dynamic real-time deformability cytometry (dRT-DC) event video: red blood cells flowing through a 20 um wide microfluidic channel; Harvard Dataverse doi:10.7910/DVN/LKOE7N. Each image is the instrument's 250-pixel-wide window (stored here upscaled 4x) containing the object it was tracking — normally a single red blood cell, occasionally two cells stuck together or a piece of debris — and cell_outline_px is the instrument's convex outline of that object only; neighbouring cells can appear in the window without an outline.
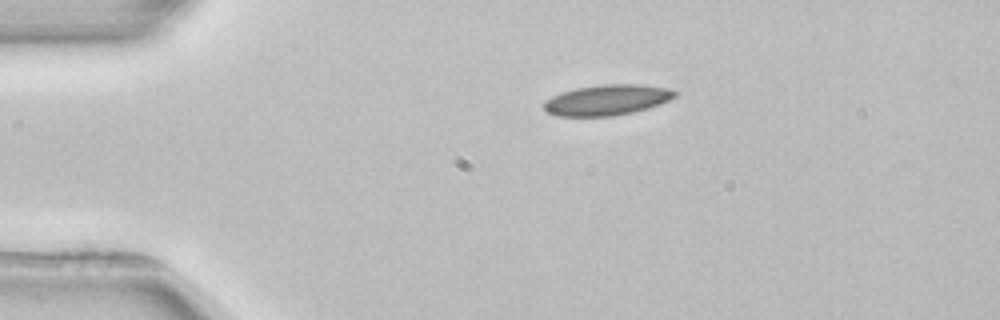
{"species": "common noctule bat (a hibernating species)", "species_latin": "Nyctalus noctula", "temperature_condition": "room temperature", "stored_images_in_passage": 2, "camera_frame_rate_fps": 3000, "um_per_image_px": 0.085, "animal": {"sex": "female", "body_mass_g": 22.7, "forearm_length_mm": 54.2}, "frame": {"image": 1, "passage_image": 1, "time_ms": 0.0, "image_size_px": [1000, 320], "cell_outline_px": [[680, 92], [676, 96], [660, 104], [648, 108], [632, 112], [612, 116], [556, 116], [548, 112], [544, 108], [544, 100], [560, 92], [576, 88], [604, 84], [640, 84], [668, 88]], "centroid_in_image_um": [51.61, 8.49], "position_along_channel_um": 33.4, "area_um2": 23.41}}